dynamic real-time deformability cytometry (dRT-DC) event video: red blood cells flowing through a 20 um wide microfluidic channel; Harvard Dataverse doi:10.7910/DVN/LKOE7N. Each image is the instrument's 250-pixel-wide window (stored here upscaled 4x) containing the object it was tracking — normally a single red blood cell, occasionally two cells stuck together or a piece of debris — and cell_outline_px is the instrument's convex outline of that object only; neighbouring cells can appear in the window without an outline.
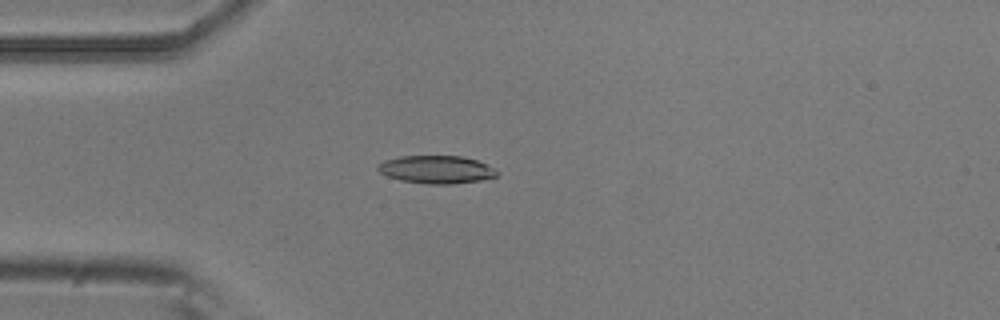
{"species": "common noctule bat (a hibernating species)", "species_latin": "Nyctalus noctula", "temperature_condition": "room temperature", "stored_images_in_passage": 6, "camera_frame_rate_fps": 3000, "um_per_image_px": 0.085, "animal": {"sex": "male", "body_mass_g": 20.5, "forearm_length_mm": 52.5}, "frame": {"image": 1, "passage_image": 4, "time_ms": 1.0, "image_size_px": [1000, 320], "cell_outline_px": [[500, 172], [496, 176], [480, 180], [452, 184], [428, 184], [400, 180], [388, 176], [380, 172], [376, 168], [384, 160], [400, 156], [460, 156], [476, 160], [496, 168]], "centroid_in_image_um": [37.11, 14.41], "position_along_channel_um": 47.9, "area_um2": 19.31}}
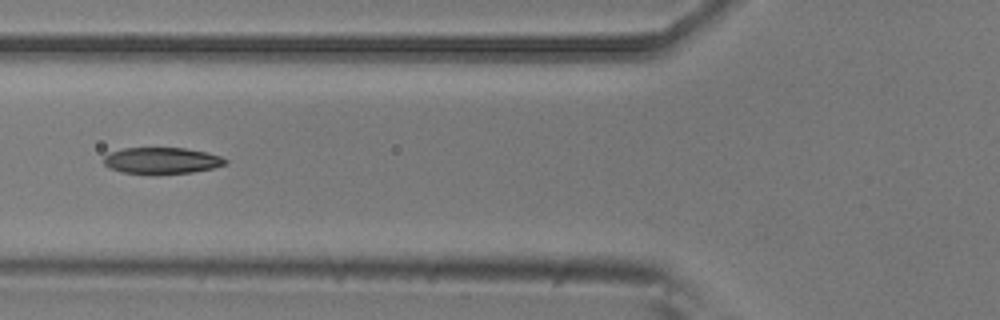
{"frame": {"image": 2, "passage_image": 6, "time_ms": 1.667, "image_size_px": [1000, 320], "cell_outline_px": [[228, 164], [212, 168], [192, 172], [156, 176], [120, 172], [108, 168], [104, 164], [104, 156], [108, 152], [124, 148], [184, 148], [204, 152], [220, 156], [228, 160]], "centroid_in_image_um": [13.7, 13.68], "position_along_channel_um": 112.1, "area_um2": 19.25}}